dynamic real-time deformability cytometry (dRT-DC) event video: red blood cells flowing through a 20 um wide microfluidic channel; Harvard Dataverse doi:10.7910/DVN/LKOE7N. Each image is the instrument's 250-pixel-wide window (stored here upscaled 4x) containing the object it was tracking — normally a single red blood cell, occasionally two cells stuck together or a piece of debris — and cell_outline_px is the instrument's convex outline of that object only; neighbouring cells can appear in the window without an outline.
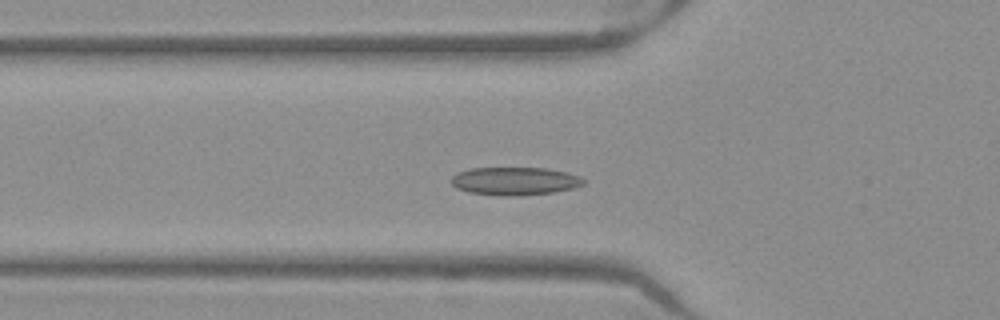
{"species": "Egyptian fruit bat (a non-hibernating species)", "species_latin": "Rousettus aegyptiacus", "temperature_condition": "warm", "stored_images_in_passage": 37, "camera_frame_rate_fps": 3000, "um_per_image_px": 0.085, "frame": {"image": 1, "passage_image": 3, "time_ms": 0.667, "image_size_px": [1000, 320], "cell_outline_px": [[584, 184], [572, 188], [552, 192], [520, 196], [500, 196], [468, 192], [456, 188], [452, 184], [452, 176], [456, 172], [472, 168], [544, 168], [568, 172], [580, 176], [584, 180]], "centroid_in_image_um": [43.74, 15.39], "position_along_channel_um": 82.1, "area_um2": 21.68}}
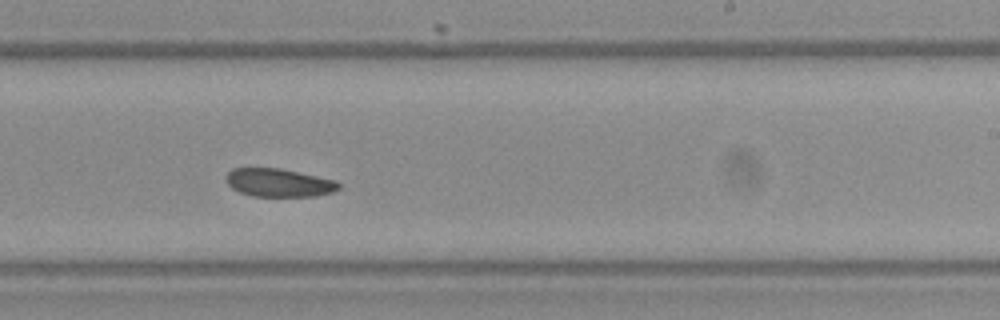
{"frame": {"image": 2, "passage_image": 17, "time_ms": 5.333, "image_size_px": [1000, 320], "cell_outline_px": [[340, 188], [332, 192], [316, 196], [252, 196], [240, 192], [232, 188], [228, 184], [224, 176], [232, 168], [280, 168], [336, 180], [340, 184]], "centroid_in_image_um": [23.69, 15.52], "position_along_channel_um": 265.3, "area_um2": 18.55}}
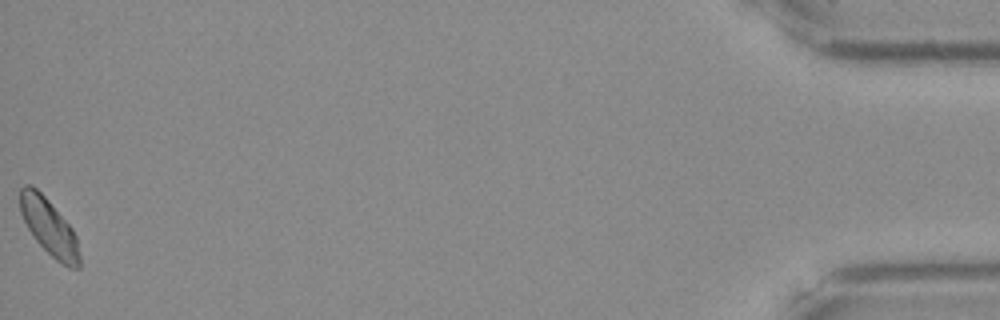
{"frame": {"image": 3, "passage_image": 37, "time_ms": 12.0, "image_size_px": [1000, 320], "cell_outline_px": [[80, 268], [68, 268], [60, 264], [32, 236], [20, 212], [20, 188], [24, 184], [32, 184], [48, 200], [72, 228], [76, 236], [80, 256]], "centroid_in_image_um": [4.18, 19.31], "position_along_channel_um": 431.0, "area_um2": 19.48}, "authors_computed_cell_mechanics": {"area_um2": 19.4208, "velocity_mm_per_s": 3.919, "shape_relaxation_time_tau1_ms": null, "shape_relaxation_time_tau2_ms": 2.95, "deformation_change_tau1": null, "deformation_change_tau2": 0.0479}}